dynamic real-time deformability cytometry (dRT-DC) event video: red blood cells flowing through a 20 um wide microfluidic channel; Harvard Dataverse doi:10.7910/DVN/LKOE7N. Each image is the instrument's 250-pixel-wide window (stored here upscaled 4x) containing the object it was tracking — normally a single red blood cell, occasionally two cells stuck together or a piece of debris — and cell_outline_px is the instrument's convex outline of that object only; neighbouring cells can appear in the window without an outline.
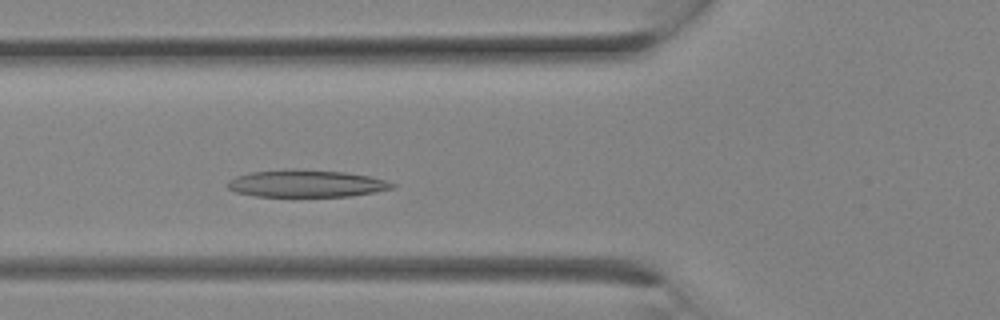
{"species": "Egyptian fruit bat (a non-hibernating species)", "species_latin": "Rousettus aegyptiacus", "temperature_condition": "room temperature", "stored_images_in_passage": 4, "camera_frame_rate_fps": 3000, "um_per_image_px": 0.085, "animal": {"sex": "female"}, "frame": {"image": 1, "passage_image": 4, "time_ms": 1.0, "image_size_px": [1000, 320], "cell_outline_px": [[396, 188], [352, 196], [256, 196], [236, 192], [228, 188], [228, 180], [236, 176], [252, 172], [292, 168], [296, 168], [348, 172], [368, 176], [384, 180], [396, 184]], "centroid_in_image_um": [26.05, 15.59], "position_along_channel_um": 99.7, "area_um2": 26.24}}